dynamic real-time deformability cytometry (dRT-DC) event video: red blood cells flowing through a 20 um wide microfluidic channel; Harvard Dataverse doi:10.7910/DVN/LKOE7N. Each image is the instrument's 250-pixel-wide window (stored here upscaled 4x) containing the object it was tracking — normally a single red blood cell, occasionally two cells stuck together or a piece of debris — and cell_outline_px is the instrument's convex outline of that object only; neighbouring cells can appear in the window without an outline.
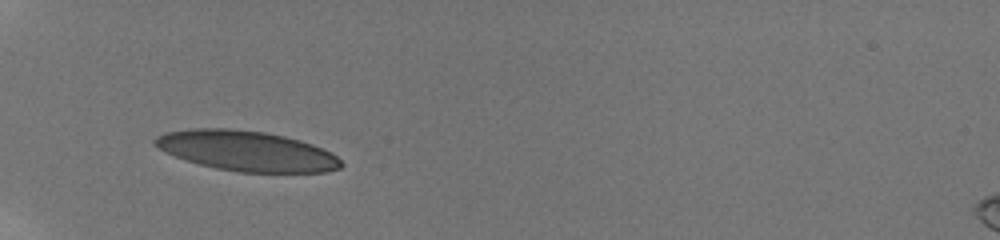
{"species": "human", "species_latin": "Homo sapiens", "temperature_condition": "room temperature", "stored_images_in_passage": 11, "camera_frame_rate_fps": 3000, "um_per_image_px": 0.085, "donor": {"sex": "male"}, "frame": {"image": 1, "passage_image": 1, "time_ms": 0.0, "image_size_px": [1000, 240], "cell_outline_px": [[344, 164], [340, 168], [328, 172], [240, 172], [216, 168], [200, 164], [164, 152], [152, 144], [152, 140], [156, 136], [164, 132], [192, 128], [228, 128], [264, 132], [284, 136], [300, 140], [324, 148], [332, 152]], "centroid_in_image_um": [20.96, 12.82], "position_along_channel_um": 64.0, "area_um2": 43.7}}
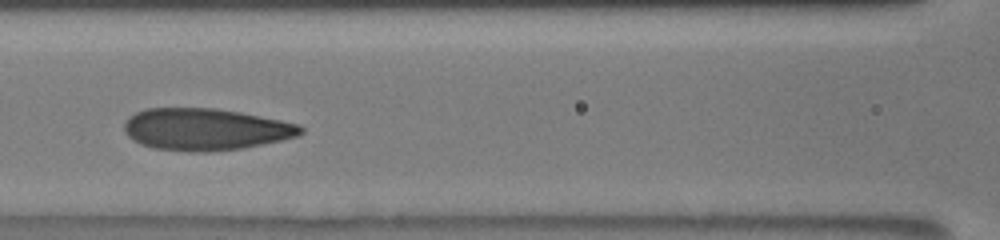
{"frame": {"image": 2, "passage_image": 5, "time_ms": 2.667, "image_size_px": [1000, 240], "cell_outline_px": [[304, 132], [300, 136], [244, 148], [208, 152], [192, 152], [152, 148], [140, 144], [132, 140], [124, 132], [124, 120], [128, 116], [144, 108], [216, 108], [240, 112], [300, 124], [304, 128]], "centroid_in_image_um": [17.45, 10.99], "position_along_channel_um": 149.2, "area_um2": 43.58}}
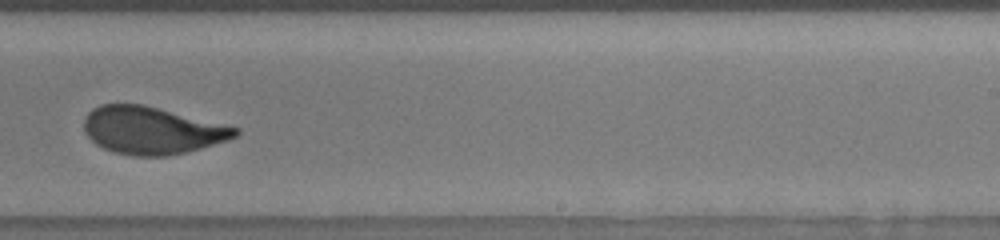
{"frame": {"image": 3, "passage_image": 10, "time_ms": 6.0, "image_size_px": [1000, 240], "cell_outline_px": [[240, 132], [236, 136], [228, 140], [200, 148], [168, 156], [132, 156], [112, 152], [96, 144], [84, 132], [84, 120], [88, 112], [92, 108], [100, 104], [144, 104], [240, 128]], "centroid_in_image_um": [12.89, 11.08], "position_along_channel_um": 276.1, "area_um2": 41.85}}